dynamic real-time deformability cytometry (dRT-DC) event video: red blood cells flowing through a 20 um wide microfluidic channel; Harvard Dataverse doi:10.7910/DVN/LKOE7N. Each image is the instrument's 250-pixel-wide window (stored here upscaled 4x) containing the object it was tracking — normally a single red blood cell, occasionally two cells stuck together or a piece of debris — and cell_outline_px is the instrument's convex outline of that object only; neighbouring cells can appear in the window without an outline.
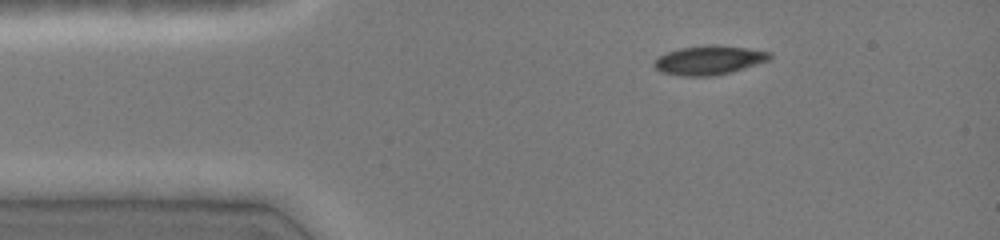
{"species": "common noctule bat (a hibernating species)", "species_latin": "Nyctalus noctula", "temperature_condition": "cold", "stored_images_in_passage": 5, "camera_frame_rate_fps": 3000, "um_per_image_px": 0.085, "animal": {"sex": "female", "body_mass_g": 19.0, "forearm_length_mm": 51.5}, "frame": {"image": 1, "passage_image": 1, "time_ms": 0.0, "image_size_px": [1000, 240], "cell_outline_px": [[772, 56], [768, 60], [744, 68], [712, 76], [680, 76], [660, 72], [652, 64], [660, 56], [668, 52], [680, 48], [704, 44], [716, 44], [748, 48], [772, 52]], "centroid_in_image_um": [60.26, 5.1], "position_along_channel_um": 24.7, "area_um2": 19.59}}